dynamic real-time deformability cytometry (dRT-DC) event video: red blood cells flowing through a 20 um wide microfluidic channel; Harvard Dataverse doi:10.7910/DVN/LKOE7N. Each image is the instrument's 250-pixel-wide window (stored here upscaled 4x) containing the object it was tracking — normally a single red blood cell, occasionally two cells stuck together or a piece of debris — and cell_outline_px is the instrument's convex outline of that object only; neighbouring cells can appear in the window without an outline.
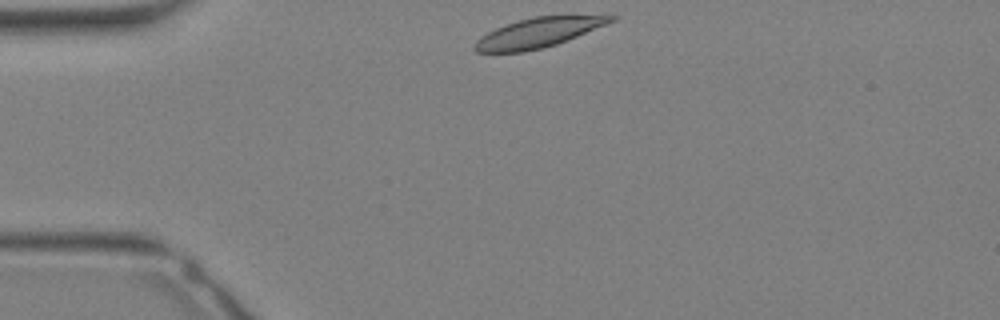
{"species": "Egyptian fruit bat (a non-hibernating species)", "species_latin": "Rousettus aegyptiacus", "temperature_condition": "warm", "stored_images_in_passage": 12, "camera_frame_rate_fps": 3000, "um_per_image_px": 0.085, "animal": {"sex": "female"}, "frame": {"image": 1, "passage_image": 1, "time_ms": 0.0, "image_size_px": [1000, 320], "cell_outline_px": [[616, 20], [556, 44], [544, 48], [524, 52], [476, 52], [472, 48], [472, 44], [480, 36], [504, 24], [532, 16], [616, 16]], "centroid_in_image_um": [45.64, 2.79], "position_along_channel_um": 39.4, "area_um2": 23.29}}
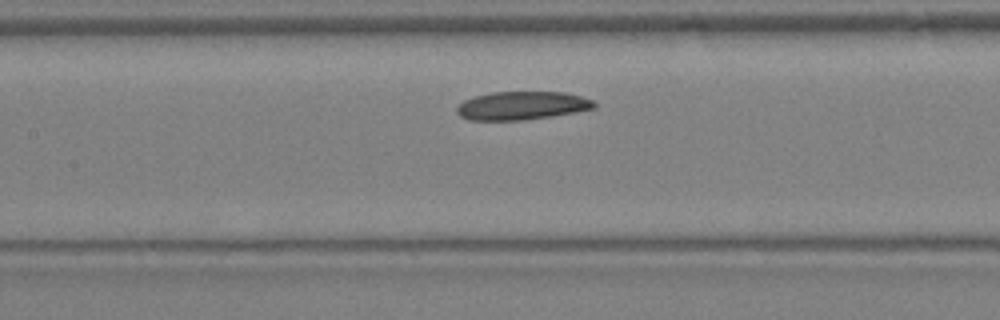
{"frame": {"image": 2, "passage_image": 9, "time_ms": 2.667, "image_size_px": [1000, 320], "cell_outline_px": [[596, 108], [524, 120], [468, 120], [460, 116], [456, 112], [456, 108], [464, 100], [476, 96], [492, 92], [564, 92], [580, 96], [592, 100], [596, 104]], "centroid_in_image_um": [44.33, 8.97], "position_along_channel_um": 163.1, "area_um2": 22.43}}
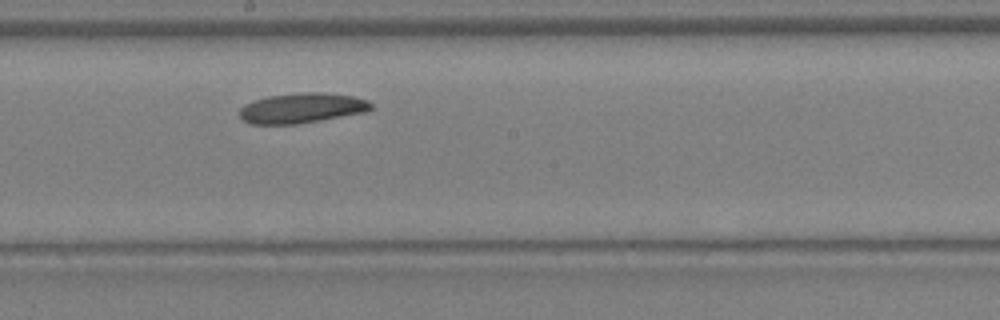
{"frame": {"image": 3, "passage_image": 12, "time_ms": 3.667, "image_size_px": [1000, 320], "cell_outline_px": [[372, 108], [364, 112], [320, 120], [296, 124], [252, 124], [244, 120], [240, 116], [240, 108], [244, 104], [252, 100], [268, 96], [304, 92], [320, 92], [352, 96], [368, 100], [372, 104]], "centroid_in_image_um": [25.63, 9.18], "position_along_channel_um": 222.6, "area_um2": 22.89}}